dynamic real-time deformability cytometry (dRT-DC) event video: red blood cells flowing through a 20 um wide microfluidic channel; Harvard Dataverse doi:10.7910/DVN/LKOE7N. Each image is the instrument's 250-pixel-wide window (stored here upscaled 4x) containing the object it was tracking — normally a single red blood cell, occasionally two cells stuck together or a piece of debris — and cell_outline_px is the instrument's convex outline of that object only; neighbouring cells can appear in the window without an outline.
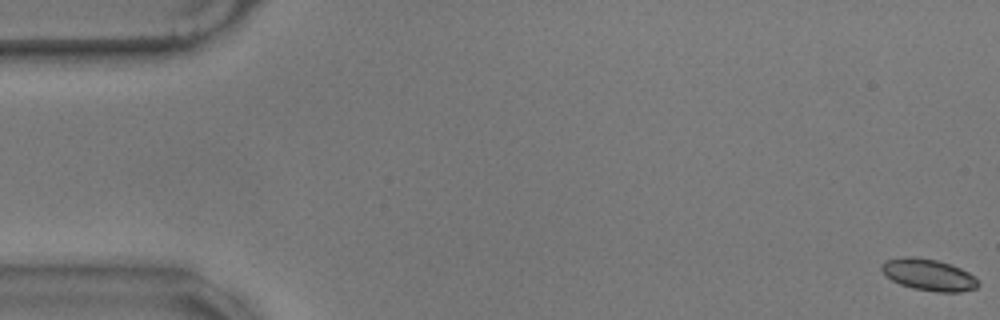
{"species": "common noctule bat (a hibernating species)", "species_latin": "Nyctalus noctula", "temperature_condition": "warm", "stored_images_in_passage": 58, "camera_frame_rate_fps": 3000, "um_per_image_px": 0.085, "animal": {"sex": "male", "body_mass_g": 17.9}, "frame": {"image": 1, "passage_image": 1, "time_ms": 0.0, "image_size_px": [1000, 320], "cell_outline_px": [[980, 284], [976, 288], [960, 292], [936, 292], [912, 288], [900, 284], [892, 280], [880, 268], [888, 260], [904, 256], [916, 256], [936, 260], [952, 264], [968, 272]], "centroid_in_image_um": [78.95, 23.36], "position_along_channel_um": 6.0, "area_um2": 17.63}}
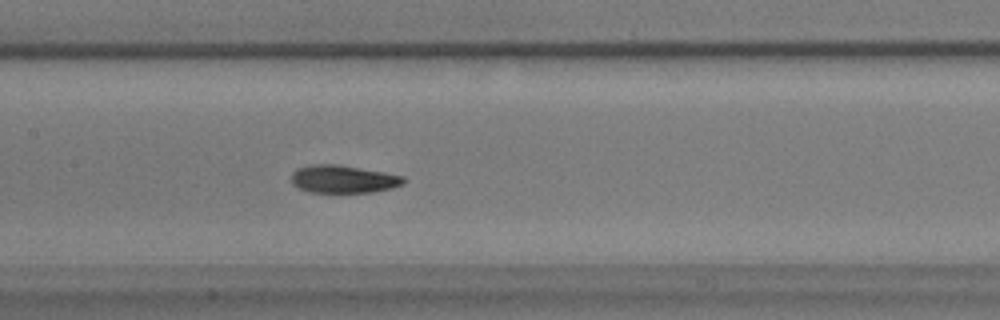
{"frame": {"image": 2, "passage_image": 28, "time_ms": 9.0, "image_size_px": [1000, 320], "cell_outline_px": [[404, 184], [392, 188], [372, 192], [308, 192], [292, 184], [292, 172], [296, 168], [312, 164], [340, 164], [384, 172], [404, 176]], "centroid_in_image_um": [29.17, 15.21], "position_along_channel_um": 178.2, "area_um2": 18.26}}
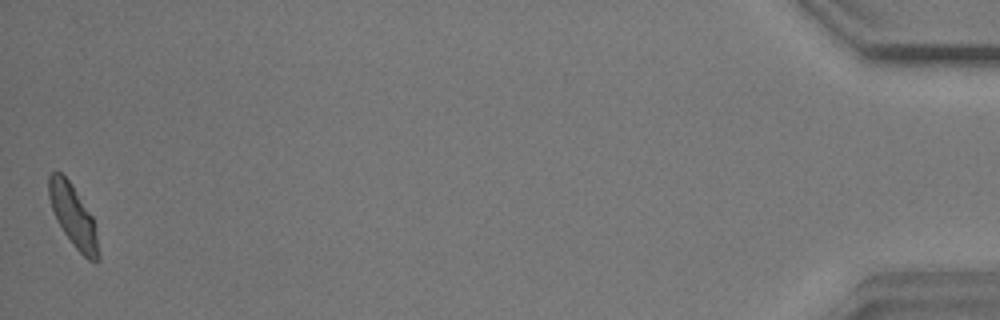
{"frame": {"image": 3, "passage_image": 58, "time_ms": 19.0, "image_size_px": [1000, 320], "cell_outline_px": [[100, 260], [96, 264], [88, 260], [72, 244], [56, 220], [48, 196], [48, 176], [52, 172], [60, 172], [72, 184], [92, 216], [100, 252]], "centroid_in_image_um": [6.23, 18.39], "position_along_channel_um": 429.0, "area_um2": 17.86}, "authors_computed_cell_mechanics": {"area_um2": 18.2648, "velocity_mm_per_s": 3.4773, "shape_relaxation_time_tau1_ms": 2.6452, "shape_relaxation_time_tau2_ms": 2.8922, "deformation_change_tau1": 0.1538, "deformation_change_tau2": 0.0479}}